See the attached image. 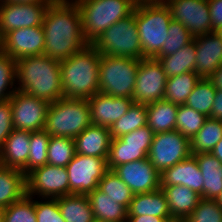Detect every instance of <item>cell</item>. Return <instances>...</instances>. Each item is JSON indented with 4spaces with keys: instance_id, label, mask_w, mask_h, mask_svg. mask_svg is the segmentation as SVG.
<instances>
[{
    "instance_id": "1",
    "label": "cell",
    "mask_w": 222,
    "mask_h": 222,
    "mask_svg": "<svg viewBox=\"0 0 222 222\" xmlns=\"http://www.w3.org/2000/svg\"><path fill=\"white\" fill-rule=\"evenodd\" d=\"M45 32L44 56L65 60L84 49L82 18L74 0H53L46 10L43 24Z\"/></svg>"
},
{
    "instance_id": "2",
    "label": "cell",
    "mask_w": 222,
    "mask_h": 222,
    "mask_svg": "<svg viewBox=\"0 0 222 222\" xmlns=\"http://www.w3.org/2000/svg\"><path fill=\"white\" fill-rule=\"evenodd\" d=\"M17 89L53 103L63 98L60 61L44 55L16 60Z\"/></svg>"
},
{
    "instance_id": "3",
    "label": "cell",
    "mask_w": 222,
    "mask_h": 222,
    "mask_svg": "<svg viewBox=\"0 0 222 222\" xmlns=\"http://www.w3.org/2000/svg\"><path fill=\"white\" fill-rule=\"evenodd\" d=\"M100 57L99 51L88 44L60 61L63 98L88 100L99 92Z\"/></svg>"
},
{
    "instance_id": "4",
    "label": "cell",
    "mask_w": 222,
    "mask_h": 222,
    "mask_svg": "<svg viewBox=\"0 0 222 222\" xmlns=\"http://www.w3.org/2000/svg\"><path fill=\"white\" fill-rule=\"evenodd\" d=\"M82 18L85 41L92 44L110 26L134 11L132 0H74Z\"/></svg>"
},
{
    "instance_id": "5",
    "label": "cell",
    "mask_w": 222,
    "mask_h": 222,
    "mask_svg": "<svg viewBox=\"0 0 222 222\" xmlns=\"http://www.w3.org/2000/svg\"><path fill=\"white\" fill-rule=\"evenodd\" d=\"M91 124L88 100L60 98L50 103L44 130L50 136L74 139Z\"/></svg>"
},
{
    "instance_id": "6",
    "label": "cell",
    "mask_w": 222,
    "mask_h": 222,
    "mask_svg": "<svg viewBox=\"0 0 222 222\" xmlns=\"http://www.w3.org/2000/svg\"><path fill=\"white\" fill-rule=\"evenodd\" d=\"M171 20L170 9L165 3L136 7V24L142 46V59L154 58L161 51L168 37Z\"/></svg>"
},
{
    "instance_id": "7",
    "label": "cell",
    "mask_w": 222,
    "mask_h": 222,
    "mask_svg": "<svg viewBox=\"0 0 222 222\" xmlns=\"http://www.w3.org/2000/svg\"><path fill=\"white\" fill-rule=\"evenodd\" d=\"M140 59L102 55L99 63V92L132 98Z\"/></svg>"
},
{
    "instance_id": "8",
    "label": "cell",
    "mask_w": 222,
    "mask_h": 222,
    "mask_svg": "<svg viewBox=\"0 0 222 222\" xmlns=\"http://www.w3.org/2000/svg\"><path fill=\"white\" fill-rule=\"evenodd\" d=\"M138 33L135 7L131 15L110 26L92 45L102 55L142 59Z\"/></svg>"
},
{
    "instance_id": "9",
    "label": "cell",
    "mask_w": 222,
    "mask_h": 222,
    "mask_svg": "<svg viewBox=\"0 0 222 222\" xmlns=\"http://www.w3.org/2000/svg\"><path fill=\"white\" fill-rule=\"evenodd\" d=\"M154 132L147 126H142L129 134L111 140L107 157V168L113 170L116 166L146 159L153 140Z\"/></svg>"
},
{
    "instance_id": "10",
    "label": "cell",
    "mask_w": 222,
    "mask_h": 222,
    "mask_svg": "<svg viewBox=\"0 0 222 222\" xmlns=\"http://www.w3.org/2000/svg\"><path fill=\"white\" fill-rule=\"evenodd\" d=\"M190 140L179 131L154 134L148 160L159 173L191 155Z\"/></svg>"
},
{
    "instance_id": "11",
    "label": "cell",
    "mask_w": 222,
    "mask_h": 222,
    "mask_svg": "<svg viewBox=\"0 0 222 222\" xmlns=\"http://www.w3.org/2000/svg\"><path fill=\"white\" fill-rule=\"evenodd\" d=\"M66 170L70 194H89L98 188L99 181L108 171L107 158L76 153Z\"/></svg>"
},
{
    "instance_id": "12",
    "label": "cell",
    "mask_w": 222,
    "mask_h": 222,
    "mask_svg": "<svg viewBox=\"0 0 222 222\" xmlns=\"http://www.w3.org/2000/svg\"><path fill=\"white\" fill-rule=\"evenodd\" d=\"M69 194L66 167L46 164L26 175V195L29 197L58 198Z\"/></svg>"
},
{
    "instance_id": "13",
    "label": "cell",
    "mask_w": 222,
    "mask_h": 222,
    "mask_svg": "<svg viewBox=\"0 0 222 222\" xmlns=\"http://www.w3.org/2000/svg\"><path fill=\"white\" fill-rule=\"evenodd\" d=\"M166 82L167 75L157 59H140L132 93L134 103L147 105L164 100Z\"/></svg>"
},
{
    "instance_id": "14",
    "label": "cell",
    "mask_w": 222,
    "mask_h": 222,
    "mask_svg": "<svg viewBox=\"0 0 222 222\" xmlns=\"http://www.w3.org/2000/svg\"><path fill=\"white\" fill-rule=\"evenodd\" d=\"M10 103L15 130H44L49 102L17 89L10 98Z\"/></svg>"
},
{
    "instance_id": "15",
    "label": "cell",
    "mask_w": 222,
    "mask_h": 222,
    "mask_svg": "<svg viewBox=\"0 0 222 222\" xmlns=\"http://www.w3.org/2000/svg\"><path fill=\"white\" fill-rule=\"evenodd\" d=\"M50 3H0V39L15 29L41 26Z\"/></svg>"
},
{
    "instance_id": "16",
    "label": "cell",
    "mask_w": 222,
    "mask_h": 222,
    "mask_svg": "<svg viewBox=\"0 0 222 222\" xmlns=\"http://www.w3.org/2000/svg\"><path fill=\"white\" fill-rule=\"evenodd\" d=\"M173 20L183 24L195 37L214 32L208 0H166Z\"/></svg>"
},
{
    "instance_id": "17",
    "label": "cell",
    "mask_w": 222,
    "mask_h": 222,
    "mask_svg": "<svg viewBox=\"0 0 222 222\" xmlns=\"http://www.w3.org/2000/svg\"><path fill=\"white\" fill-rule=\"evenodd\" d=\"M45 32L41 26L12 30L0 39V50L13 59L44 54Z\"/></svg>"
},
{
    "instance_id": "18",
    "label": "cell",
    "mask_w": 222,
    "mask_h": 222,
    "mask_svg": "<svg viewBox=\"0 0 222 222\" xmlns=\"http://www.w3.org/2000/svg\"><path fill=\"white\" fill-rule=\"evenodd\" d=\"M112 171L121 178L134 195L160 188V173L148 158L123 163L116 166Z\"/></svg>"
},
{
    "instance_id": "19",
    "label": "cell",
    "mask_w": 222,
    "mask_h": 222,
    "mask_svg": "<svg viewBox=\"0 0 222 222\" xmlns=\"http://www.w3.org/2000/svg\"><path fill=\"white\" fill-rule=\"evenodd\" d=\"M91 123L110 128L134 103L133 98L114 97L97 92L88 99Z\"/></svg>"
},
{
    "instance_id": "20",
    "label": "cell",
    "mask_w": 222,
    "mask_h": 222,
    "mask_svg": "<svg viewBox=\"0 0 222 222\" xmlns=\"http://www.w3.org/2000/svg\"><path fill=\"white\" fill-rule=\"evenodd\" d=\"M193 154L160 173V186L183 185L203 196V179Z\"/></svg>"
},
{
    "instance_id": "21",
    "label": "cell",
    "mask_w": 222,
    "mask_h": 222,
    "mask_svg": "<svg viewBox=\"0 0 222 222\" xmlns=\"http://www.w3.org/2000/svg\"><path fill=\"white\" fill-rule=\"evenodd\" d=\"M196 42L195 73L209 79L222 64V40L214 33L194 37Z\"/></svg>"
},
{
    "instance_id": "22",
    "label": "cell",
    "mask_w": 222,
    "mask_h": 222,
    "mask_svg": "<svg viewBox=\"0 0 222 222\" xmlns=\"http://www.w3.org/2000/svg\"><path fill=\"white\" fill-rule=\"evenodd\" d=\"M30 131L13 130L0 149V165L21 170L27 175Z\"/></svg>"
},
{
    "instance_id": "23",
    "label": "cell",
    "mask_w": 222,
    "mask_h": 222,
    "mask_svg": "<svg viewBox=\"0 0 222 222\" xmlns=\"http://www.w3.org/2000/svg\"><path fill=\"white\" fill-rule=\"evenodd\" d=\"M73 140L76 153L107 158L112 137L109 128L91 124Z\"/></svg>"
},
{
    "instance_id": "24",
    "label": "cell",
    "mask_w": 222,
    "mask_h": 222,
    "mask_svg": "<svg viewBox=\"0 0 222 222\" xmlns=\"http://www.w3.org/2000/svg\"><path fill=\"white\" fill-rule=\"evenodd\" d=\"M127 210L128 216L153 215L163 217L167 222H176L171 216L168 202L161 188L135 194Z\"/></svg>"
},
{
    "instance_id": "25",
    "label": "cell",
    "mask_w": 222,
    "mask_h": 222,
    "mask_svg": "<svg viewBox=\"0 0 222 222\" xmlns=\"http://www.w3.org/2000/svg\"><path fill=\"white\" fill-rule=\"evenodd\" d=\"M168 202L169 211L176 222H184L193 212L201 196L183 185L160 186Z\"/></svg>"
},
{
    "instance_id": "26",
    "label": "cell",
    "mask_w": 222,
    "mask_h": 222,
    "mask_svg": "<svg viewBox=\"0 0 222 222\" xmlns=\"http://www.w3.org/2000/svg\"><path fill=\"white\" fill-rule=\"evenodd\" d=\"M203 179V199L215 200L222 191V162L211 153L193 154Z\"/></svg>"
},
{
    "instance_id": "27",
    "label": "cell",
    "mask_w": 222,
    "mask_h": 222,
    "mask_svg": "<svg viewBox=\"0 0 222 222\" xmlns=\"http://www.w3.org/2000/svg\"><path fill=\"white\" fill-rule=\"evenodd\" d=\"M26 195V175L19 169L0 165V208H6Z\"/></svg>"
},
{
    "instance_id": "28",
    "label": "cell",
    "mask_w": 222,
    "mask_h": 222,
    "mask_svg": "<svg viewBox=\"0 0 222 222\" xmlns=\"http://www.w3.org/2000/svg\"><path fill=\"white\" fill-rule=\"evenodd\" d=\"M90 205L92 207L94 219L108 222H127L128 210L118 204L98 188L87 194Z\"/></svg>"
},
{
    "instance_id": "29",
    "label": "cell",
    "mask_w": 222,
    "mask_h": 222,
    "mask_svg": "<svg viewBox=\"0 0 222 222\" xmlns=\"http://www.w3.org/2000/svg\"><path fill=\"white\" fill-rule=\"evenodd\" d=\"M147 126L154 132L164 133L176 130L178 105L166 100L147 104Z\"/></svg>"
},
{
    "instance_id": "30",
    "label": "cell",
    "mask_w": 222,
    "mask_h": 222,
    "mask_svg": "<svg viewBox=\"0 0 222 222\" xmlns=\"http://www.w3.org/2000/svg\"><path fill=\"white\" fill-rule=\"evenodd\" d=\"M161 64L167 78L185 72H195L196 42L193 39L189 44L173 54L164 57H154Z\"/></svg>"
},
{
    "instance_id": "31",
    "label": "cell",
    "mask_w": 222,
    "mask_h": 222,
    "mask_svg": "<svg viewBox=\"0 0 222 222\" xmlns=\"http://www.w3.org/2000/svg\"><path fill=\"white\" fill-rule=\"evenodd\" d=\"M65 222H93L94 216L87 194H69L57 198Z\"/></svg>"
},
{
    "instance_id": "32",
    "label": "cell",
    "mask_w": 222,
    "mask_h": 222,
    "mask_svg": "<svg viewBox=\"0 0 222 222\" xmlns=\"http://www.w3.org/2000/svg\"><path fill=\"white\" fill-rule=\"evenodd\" d=\"M200 77L195 72H185L167 78L164 100L176 105L185 104L188 96L193 91Z\"/></svg>"
},
{
    "instance_id": "33",
    "label": "cell",
    "mask_w": 222,
    "mask_h": 222,
    "mask_svg": "<svg viewBox=\"0 0 222 222\" xmlns=\"http://www.w3.org/2000/svg\"><path fill=\"white\" fill-rule=\"evenodd\" d=\"M222 139V120L207 118L202 128L190 140L192 154L210 153Z\"/></svg>"
},
{
    "instance_id": "34",
    "label": "cell",
    "mask_w": 222,
    "mask_h": 222,
    "mask_svg": "<svg viewBox=\"0 0 222 222\" xmlns=\"http://www.w3.org/2000/svg\"><path fill=\"white\" fill-rule=\"evenodd\" d=\"M145 125H147L146 104L133 103L128 111L111 125L109 131L113 139L129 134Z\"/></svg>"
},
{
    "instance_id": "35",
    "label": "cell",
    "mask_w": 222,
    "mask_h": 222,
    "mask_svg": "<svg viewBox=\"0 0 222 222\" xmlns=\"http://www.w3.org/2000/svg\"><path fill=\"white\" fill-rule=\"evenodd\" d=\"M216 90L217 89L212 85L209 79L200 78L193 91L188 96L185 105L209 117Z\"/></svg>"
},
{
    "instance_id": "36",
    "label": "cell",
    "mask_w": 222,
    "mask_h": 222,
    "mask_svg": "<svg viewBox=\"0 0 222 222\" xmlns=\"http://www.w3.org/2000/svg\"><path fill=\"white\" fill-rule=\"evenodd\" d=\"M98 189L116 200L118 204L124 205L127 209L133 199L131 189L112 170H108L99 181Z\"/></svg>"
},
{
    "instance_id": "37",
    "label": "cell",
    "mask_w": 222,
    "mask_h": 222,
    "mask_svg": "<svg viewBox=\"0 0 222 222\" xmlns=\"http://www.w3.org/2000/svg\"><path fill=\"white\" fill-rule=\"evenodd\" d=\"M75 143L73 138L51 136L48 145V164L66 167L74 158Z\"/></svg>"
},
{
    "instance_id": "38",
    "label": "cell",
    "mask_w": 222,
    "mask_h": 222,
    "mask_svg": "<svg viewBox=\"0 0 222 222\" xmlns=\"http://www.w3.org/2000/svg\"><path fill=\"white\" fill-rule=\"evenodd\" d=\"M208 117L183 104L178 105L176 116V131L191 140L202 128Z\"/></svg>"
},
{
    "instance_id": "39",
    "label": "cell",
    "mask_w": 222,
    "mask_h": 222,
    "mask_svg": "<svg viewBox=\"0 0 222 222\" xmlns=\"http://www.w3.org/2000/svg\"><path fill=\"white\" fill-rule=\"evenodd\" d=\"M50 137L51 136L45 130L31 132L27 174L37 167L48 164V145Z\"/></svg>"
},
{
    "instance_id": "40",
    "label": "cell",
    "mask_w": 222,
    "mask_h": 222,
    "mask_svg": "<svg viewBox=\"0 0 222 222\" xmlns=\"http://www.w3.org/2000/svg\"><path fill=\"white\" fill-rule=\"evenodd\" d=\"M194 36L180 22L171 20L168 27V37L162 45L161 51L155 57H164L175 53L193 41Z\"/></svg>"
},
{
    "instance_id": "41",
    "label": "cell",
    "mask_w": 222,
    "mask_h": 222,
    "mask_svg": "<svg viewBox=\"0 0 222 222\" xmlns=\"http://www.w3.org/2000/svg\"><path fill=\"white\" fill-rule=\"evenodd\" d=\"M16 60L0 50V102L9 100L17 90Z\"/></svg>"
},
{
    "instance_id": "42",
    "label": "cell",
    "mask_w": 222,
    "mask_h": 222,
    "mask_svg": "<svg viewBox=\"0 0 222 222\" xmlns=\"http://www.w3.org/2000/svg\"><path fill=\"white\" fill-rule=\"evenodd\" d=\"M4 222H37L34 197L25 195L21 200L4 208Z\"/></svg>"
},
{
    "instance_id": "43",
    "label": "cell",
    "mask_w": 222,
    "mask_h": 222,
    "mask_svg": "<svg viewBox=\"0 0 222 222\" xmlns=\"http://www.w3.org/2000/svg\"><path fill=\"white\" fill-rule=\"evenodd\" d=\"M184 222H222V208L216 200L201 198Z\"/></svg>"
},
{
    "instance_id": "44",
    "label": "cell",
    "mask_w": 222,
    "mask_h": 222,
    "mask_svg": "<svg viewBox=\"0 0 222 222\" xmlns=\"http://www.w3.org/2000/svg\"><path fill=\"white\" fill-rule=\"evenodd\" d=\"M34 199L37 222H65L58 207L57 198ZM45 200V201H44Z\"/></svg>"
},
{
    "instance_id": "45",
    "label": "cell",
    "mask_w": 222,
    "mask_h": 222,
    "mask_svg": "<svg viewBox=\"0 0 222 222\" xmlns=\"http://www.w3.org/2000/svg\"><path fill=\"white\" fill-rule=\"evenodd\" d=\"M13 130L12 109L9 99L0 102V149Z\"/></svg>"
},
{
    "instance_id": "46",
    "label": "cell",
    "mask_w": 222,
    "mask_h": 222,
    "mask_svg": "<svg viewBox=\"0 0 222 222\" xmlns=\"http://www.w3.org/2000/svg\"><path fill=\"white\" fill-rule=\"evenodd\" d=\"M213 30L222 25V0H208Z\"/></svg>"
},
{
    "instance_id": "47",
    "label": "cell",
    "mask_w": 222,
    "mask_h": 222,
    "mask_svg": "<svg viewBox=\"0 0 222 222\" xmlns=\"http://www.w3.org/2000/svg\"><path fill=\"white\" fill-rule=\"evenodd\" d=\"M209 118L222 120V90L217 89Z\"/></svg>"
},
{
    "instance_id": "48",
    "label": "cell",
    "mask_w": 222,
    "mask_h": 222,
    "mask_svg": "<svg viewBox=\"0 0 222 222\" xmlns=\"http://www.w3.org/2000/svg\"><path fill=\"white\" fill-rule=\"evenodd\" d=\"M127 222H167L163 217L153 215L128 216Z\"/></svg>"
},
{
    "instance_id": "49",
    "label": "cell",
    "mask_w": 222,
    "mask_h": 222,
    "mask_svg": "<svg viewBox=\"0 0 222 222\" xmlns=\"http://www.w3.org/2000/svg\"><path fill=\"white\" fill-rule=\"evenodd\" d=\"M209 80L216 89L222 90V64L214 71Z\"/></svg>"
},
{
    "instance_id": "50",
    "label": "cell",
    "mask_w": 222,
    "mask_h": 222,
    "mask_svg": "<svg viewBox=\"0 0 222 222\" xmlns=\"http://www.w3.org/2000/svg\"><path fill=\"white\" fill-rule=\"evenodd\" d=\"M135 7L141 5L164 4L166 0H132Z\"/></svg>"
},
{
    "instance_id": "51",
    "label": "cell",
    "mask_w": 222,
    "mask_h": 222,
    "mask_svg": "<svg viewBox=\"0 0 222 222\" xmlns=\"http://www.w3.org/2000/svg\"><path fill=\"white\" fill-rule=\"evenodd\" d=\"M210 153L222 162V139L215 145Z\"/></svg>"
},
{
    "instance_id": "52",
    "label": "cell",
    "mask_w": 222,
    "mask_h": 222,
    "mask_svg": "<svg viewBox=\"0 0 222 222\" xmlns=\"http://www.w3.org/2000/svg\"><path fill=\"white\" fill-rule=\"evenodd\" d=\"M53 0H0V3H39V2H52Z\"/></svg>"
},
{
    "instance_id": "53",
    "label": "cell",
    "mask_w": 222,
    "mask_h": 222,
    "mask_svg": "<svg viewBox=\"0 0 222 222\" xmlns=\"http://www.w3.org/2000/svg\"><path fill=\"white\" fill-rule=\"evenodd\" d=\"M214 33L222 40V25L216 28Z\"/></svg>"
},
{
    "instance_id": "54",
    "label": "cell",
    "mask_w": 222,
    "mask_h": 222,
    "mask_svg": "<svg viewBox=\"0 0 222 222\" xmlns=\"http://www.w3.org/2000/svg\"><path fill=\"white\" fill-rule=\"evenodd\" d=\"M218 205L222 208V191L219 193L218 197L215 199Z\"/></svg>"
},
{
    "instance_id": "55",
    "label": "cell",
    "mask_w": 222,
    "mask_h": 222,
    "mask_svg": "<svg viewBox=\"0 0 222 222\" xmlns=\"http://www.w3.org/2000/svg\"><path fill=\"white\" fill-rule=\"evenodd\" d=\"M0 222H4V208H0Z\"/></svg>"
},
{
    "instance_id": "56",
    "label": "cell",
    "mask_w": 222,
    "mask_h": 222,
    "mask_svg": "<svg viewBox=\"0 0 222 222\" xmlns=\"http://www.w3.org/2000/svg\"><path fill=\"white\" fill-rule=\"evenodd\" d=\"M93 222H108V221H103V220H97V219H95Z\"/></svg>"
}]
</instances>
